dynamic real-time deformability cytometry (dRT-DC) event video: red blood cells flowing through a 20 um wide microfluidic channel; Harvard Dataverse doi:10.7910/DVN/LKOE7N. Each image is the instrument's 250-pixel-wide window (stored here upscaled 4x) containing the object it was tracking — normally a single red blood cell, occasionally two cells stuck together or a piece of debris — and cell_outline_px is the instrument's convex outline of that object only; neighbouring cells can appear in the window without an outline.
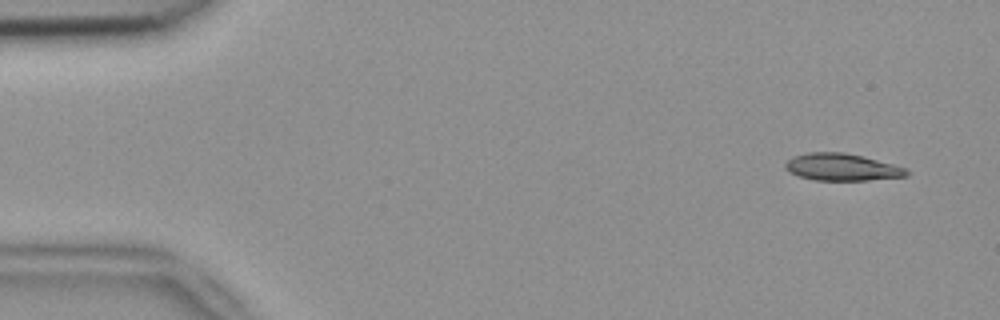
{"species": "common noctule bat (a hibernating species)", "species_latin": "Nyctalus noctula", "temperature_condition": "room temperature", "stored_images_in_passage": 14, "camera_frame_rate_fps": 3000, "um_per_image_px": 0.085, "animal": {"sex": "female", "body_mass_g": 18.4}, "frame": {"image": 1, "passage_image": 3, "time_ms": 0.667, "image_size_px": [1000, 320], "cell_outline_px": [[908, 176], [868, 180], [816, 180], [800, 176], [788, 172], [784, 168], [784, 164], [792, 156], [808, 152], [844, 152], [864, 156], [908, 168]], "centroid_in_image_um": [71.56, 14.19], "position_along_channel_um": 13.4, "area_um2": 19.31}}